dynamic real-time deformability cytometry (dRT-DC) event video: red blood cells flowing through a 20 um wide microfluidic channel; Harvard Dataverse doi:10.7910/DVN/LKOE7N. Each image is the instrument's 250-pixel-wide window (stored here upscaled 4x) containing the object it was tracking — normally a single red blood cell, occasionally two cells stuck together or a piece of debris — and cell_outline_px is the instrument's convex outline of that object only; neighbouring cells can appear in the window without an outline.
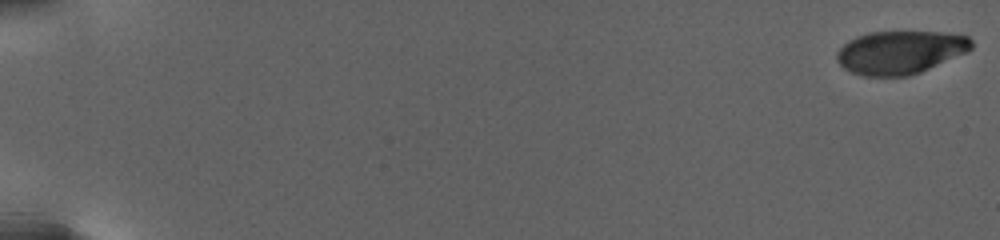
{"species": "human", "species_latin": "Homo sapiens", "temperature_condition": "warm", "stored_images_in_passage": 64, "camera_frame_rate_fps": 3000, "um_per_image_px": 0.085, "donor": {"sex": "female"}, "frame": {"image": 1, "passage_image": 1, "time_ms": 0.0, "image_size_px": [1000, 240], "cell_outline_px": [[972, 48], [968, 52], [920, 72], [908, 76], [864, 76], [852, 72], [844, 68], [836, 60], [836, 52], [848, 40], [856, 36], [868, 32], [940, 32], [968, 36], [972, 40]], "centroid_in_image_um": [76.51, 4.44], "position_along_channel_um": 8.5, "area_um2": 33.93}}
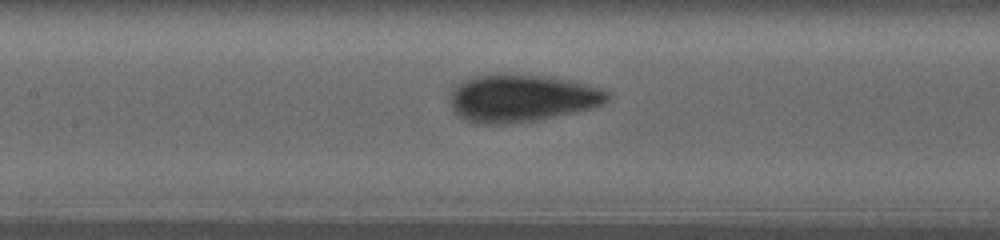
{"frame": {"image": 2, "passage_image": 40, "time_ms": 13.333, "image_size_px": [1000, 240], "cell_outline_px": [[612, 96], [604, 104], [592, 108], [536, 120], [500, 124], [476, 124], [464, 120], [456, 116], [452, 108], [452, 88], [460, 80], [472, 76], [500, 72], [552, 76], [572, 80], [600, 88], [608, 92]], "centroid_in_image_um": [44.31, 8.31], "position_along_channel_um": 163.1, "area_um2": 44.39}}
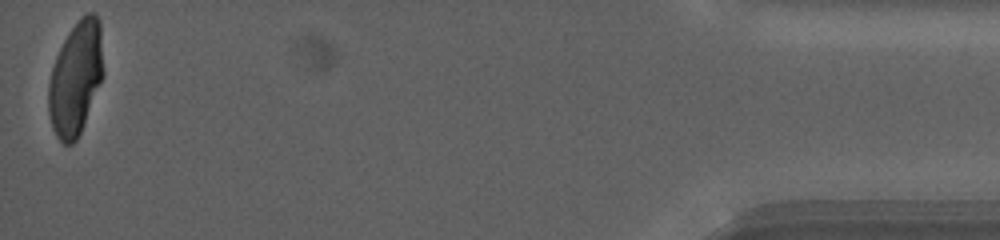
{"frame": {"image": 3, "passage_image": 64, "time_ms": 26.333, "image_size_px": [1000, 240], "cell_outline_px": [[104, 76], [80, 132], [76, 140], [72, 144], [64, 144], [56, 136], [52, 128], [48, 112], [48, 84], [52, 68], [56, 56], [64, 40], [80, 16], [88, 12], [96, 12], [100, 20], [104, 72]], "centroid_in_image_um": [6.45, 6.63], "position_along_channel_um": 428.8, "area_um2": 36.47}, "authors_computed_cell_mechanics": {"area_um2": 37.3677, "velocity_mm_per_s": 2.6562, "shape_relaxation_time_tau1_ms": 5.0878, "shape_relaxation_time_tau2_ms": null, "deformation_change_tau1": 0.1807, "deformation_change_tau2": null}}